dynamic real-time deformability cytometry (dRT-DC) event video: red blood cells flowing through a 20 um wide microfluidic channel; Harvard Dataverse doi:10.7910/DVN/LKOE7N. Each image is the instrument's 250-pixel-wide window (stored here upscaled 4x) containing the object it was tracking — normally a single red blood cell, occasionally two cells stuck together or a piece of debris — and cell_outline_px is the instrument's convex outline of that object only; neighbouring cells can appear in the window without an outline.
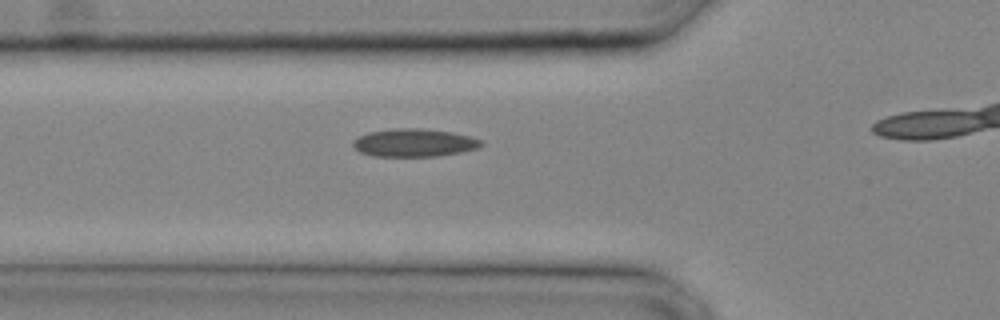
{"species": "common noctule bat (a hibernating species)", "species_latin": "Nyctalus noctula", "temperature_condition": "cold", "stored_images_in_passage": 10, "camera_frame_rate_fps": 3000, "um_per_image_px": 0.085, "animal": {"sex": "male", "body_mass_g": 20.4}, "frame": {"image": 1, "passage_image": 7, "time_ms": 2.0, "image_size_px": [1000, 320], "cell_outline_px": [[484, 144], [476, 148], [460, 152], [436, 156], [372, 156], [360, 152], [352, 144], [352, 140], [368, 132], [392, 128], [416, 128], [452, 132], [468, 136], [480, 140]], "centroid_in_image_um": [35.15, 12.13], "position_along_channel_um": 90.6, "area_um2": 20.69}}